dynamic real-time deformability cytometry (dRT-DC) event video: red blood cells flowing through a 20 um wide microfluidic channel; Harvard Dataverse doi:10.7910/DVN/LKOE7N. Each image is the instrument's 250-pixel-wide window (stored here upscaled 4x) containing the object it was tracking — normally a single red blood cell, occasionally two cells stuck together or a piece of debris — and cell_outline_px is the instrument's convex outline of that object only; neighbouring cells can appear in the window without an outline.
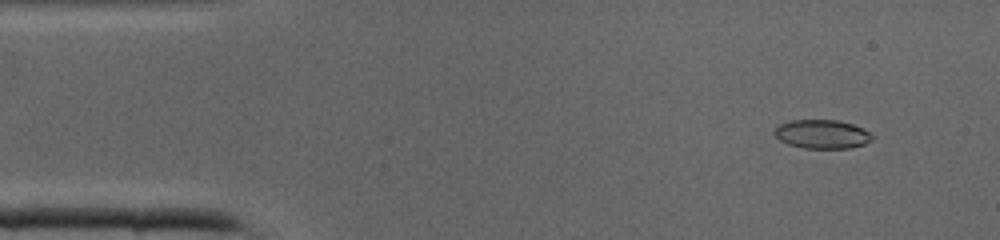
{"species": "common noctule bat (a hibernating species)", "species_latin": "Nyctalus noctula", "temperature_condition": "cold", "stored_images_in_passage": 41, "camera_frame_rate_fps": 3000, "um_per_image_px": 0.085, "animal": {"sex": "male", "body_mass_g": 19.0, "forearm_length_mm": 50.8}, "frame": {"image": 1, "passage_image": 4, "time_ms": 1.0, "image_size_px": [1000, 240], "cell_outline_px": [[872, 140], [864, 144], [852, 148], [804, 148], [788, 144], [780, 140], [772, 132], [780, 124], [792, 120], [836, 120], [852, 124], [864, 128], [872, 136]], "centroid_in_image_um": [69.87, 11.4], "position_along_channel_um": 15.1, "area_um2": 16.36}}
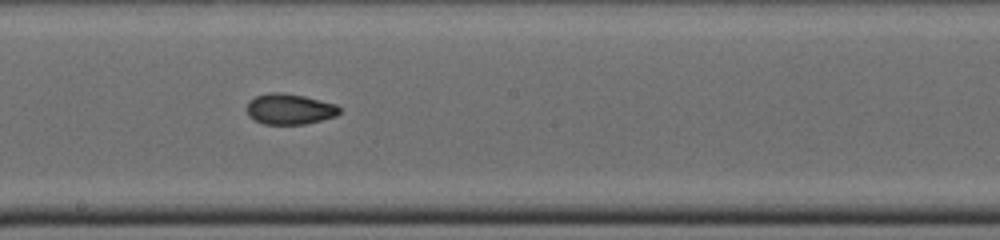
{"frame": {"image": 2, "passage_image": 22, "time_ms": 7.0, "image_size_px": [1000, 240], "cell_outline_px": [[340, 112], [336, 116], [304, 124], [264, 124], [252, 120], [248, 116], [248, 100], [256, 96], [272, 92], [280, 92], [304, 96], [336, 104], [340, 108]], "centroid_in_image_um": [24.6, 9.27], "position_along_channel_um": 223.6, "area_um2": 16.53}}
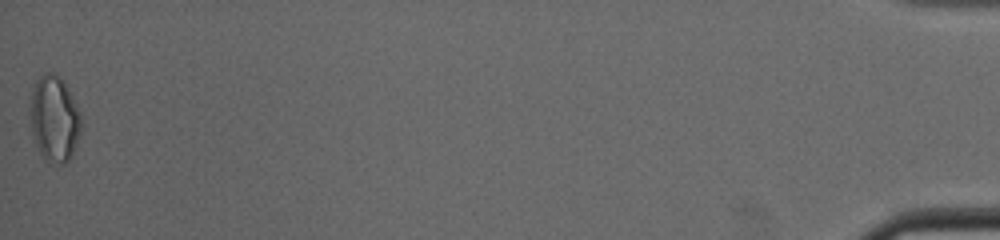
{"frame": {"image": 3, "passage_image": 41, "time_ms": 13.333, "image_size_px": [1000, 240], "cell_outline_px": [[80, 132], [72, 156], [64, 164], [48, 164], [40, 152], [32, 132], [28, 108], [32, 88], [36, 80], [40, 76], [48, 72], [56, 72], [60, 76], [80, 112]], "centroid_in_image_um": [4.58, 10.09], "position_along_channel_um": 430.6, "area_um2": 25.66}}